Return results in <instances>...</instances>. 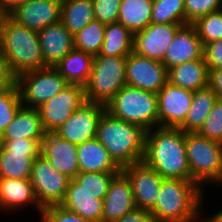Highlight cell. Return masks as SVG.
Segmentation results:
<instances>
[{"mask_svg":"<svg viewBox=\"0 0 222 222\" xmlns=\"http://www.w3.org/2000/svg\"><path fill=\"white\" fill-rule=\"evenodd\" d=\"M143 161L163 178L191 181L185 132L180 128L155 127L146 131Z\"/></svg>","mask_w":222,"mask_h":222,"instance_id":"obj_1","label":"cell"},{"mask_svg":"<svg viewBox=\"0 0 222 222\" xmlns=\"http://www.w3.org/2000/svg\"><path fill=\"white\" fill-rule=\"evenodd\" d=\"M145 135L146 131L142 127L115 118L105 110L99 119L95 138L113 161L123 168L143 161Z\"/></svg>","mask_w":222,"mask_h":222,"instance_id":"obj_2","label":"cell"},{"mask_svg":"<svg viewBox=\"0 0 222 222\" xmlns=\"http://www.w3.org/2000/svg\"><path fill=\"white\" fill-rule=\"evenodd\" d=\"M202 192L194 181L164 178L150 211L156 222H199Z\"/></svg>","mask_w":222,"mask_h":222,"instance_id":"obj_3","label":"cell"},{"mask_svg":"<svg viewBox=\"0 0 222 222\" xmlns=\"http://www.w3.org/2000/svg\"><path fill=\"white\" fill-rule=\"evenodd\" d=\"M0 51L17 77L24 72L47 67L43 61L38 32L18 24L10 16L0 32Z\"/></svg>","mask_w":222,"mask_h":222,"instance_id":"obj_4","label":"cell"},{"mask_svg":"<svg viewBox=\"0 0 222 222\" xmlns=\"http://www.w3.org/2000/svg\"><path fill=\"white\" fill-rule=\"evenodd\" d=\"M105 107L115 118L136 124L145 131L158 127V99L154 92L126 85Z\"/></svg>","mask_w":222,"mask_h":222,"instance_id":"obj_5","label":"cell"},{"mask_svg":"<svg viewBox=\"0 0 222 222\" xmlns=\"http://www.w3.org/2000/svg\"><path fill=\"white\" fill-rule=\"evenodd\" d=\"M126 61L127 56H94L91 75L84 86L86 101L106 106L127 85Z\"/></svg>","mask_w":222,"mask_h":222,"instance_id":"obj_6","label":"cell"},{"mask_svg":"<svg viewBox=\"0 0 222 222\" xmlns=\"http://www.w3.org/2000/svg\"><path fill=\"white\" fill-rule=\"evenodd\" d=\"M185 145L191 181L200 188L202 183H222V144L198 133H185Z\"/></svg>","mask_w":222,"mask_h":222,"instance_id":"obj_7","label":"cell"},{"mask_svg":"<svg viewBox=\"0 0 222 222\" xmlns=\"http://www.w3.org/2000/svg\"><path fill=\"white\" fill-rule=\"evenodd\" d=\"M17 85L22 104L37 109L59 94L69 83L55 67L47 66L20 74Z\"/></svg>","mask_w":222,"mask_h":222,"instance_id":"obj_8","label":"cell"},{"mask_svg":"<svg viewBox=\"0 0 222 222\" xmlns=\"http://www.w3.org/2000/svg\"><path fill=\"white\" fill-rule=\"evenodd\" d=\"M41 141L0 140V178L30 179L34 159L41 155Z\"/></svg>","mask_w":222,"mask_h":222,"instance_id":"obj_9","label":"cell"},{"mask_svg":"<svg viewBox=\"0 0 222 222\" xmlns=\"http://www.w3.org/2000/svg\"><path fill=\"white\" fill-rule=\"evenodd\" d=\"M69 180L65 174L55 170L42 155L34 159L30 181L42 209L63 203Z\"/></svg>","mask_w":222,"mask_h":222,"instance_id":"obj_10","label":"cell"},{"mask_svg":"<svg viewBox=\"0 0 222 222\" xmlns=\"http://www.w3.org/2000/svg\"><path fill=\"white\" fill-rule=\"evenodd\" d=\"M85 102L84 86L69 84L59 94L37 108L45 133L57 131Z\"/></svg>","mask_w":222,"mask_h":222,"instance_id":"obj_11","label":"cell"},{"mask_svg":"<svg viewBox=\"0 0 222 222\" xmlns=\"http://www.w3.org/2000/svg\"><path fill=\"white\" fill-rule=\"evenodd\" d=\"M105 110L103 104L86 101L54 133L78 146L96 137L97 125Z\"/></svg>","mask_w":222,"mask_h":222,"instance_id":"obj_12","label":"cell"},{"mask_svg":"<svg viewBox=\"0 0 222 222\" xmlns=\"http://www.w3.org/2000/svg\"><path fill=\"white\" fill-rule=\"evenodd\" d=\"M168 81V70L159 61L139 55L134 51L127 56V85L158 93Z\"/></svg>","mask_w":222,"mask_h":222,"instance_id":"obj_13","label":"cell"},{"mask_svg":"<svg viewBox=\"0 0 222 222\" xmlns=\"http://www.w3.org/2000/svg\"><path fill=\"white\" fill-rule=\"evenodd\" d=\"M158 127L179 128L190 109L193 91L177 87L167 81L157 93Z\"/></svg>","mask_w":222,"mask_h":222,"instance_id":"obj_14","label":"cell"},{"mask_svg":"<svg viewBox=\"0 0 222 222\" xmlns=\"http://www.w3.org/2000/svg\"><path fill=\"white\" fill-rule=\"evenodd\" d=\"M121 171L131 183L136 208L151 210L164 178L144 161L125 166Z\"/></svg>","mask_w":222,"mask_h":222,"instance_id":"obj_15","label":"cell"},{"mask_svg":"<svg viewBox=\"0 0 222 222\" xmlns=\"http://www.w3.org/2000/svg\"><path fill=\"white\" fill-rule=\"evenodd\" d=\"M182 25L185 24L151 23L144 30L134 34L133 51L163 63L166 51Z\"/></svg>","mask_w":222,"mask_h":222,"instance_id":"obj_16","label":"cell"},{"mask_svg":"<svg viewBox=\"0 0 222 222\" xmlns=\"http://www.w3.org/2000/svg\"><path fill=\"white\" fill-rule=\"evenodd\" d=\"M62 0H27L9 13L18 24L40 31L61 18Z\"/></svg>","mask_w":222,"mask_h":222,"instance_id":"obj_17","label":"cell"},{"mask_svg":"<svg viewBox=\"0 0 222 222\" xmlns=\"http://www.w3.org/2000/svg\"><path fill=\"white\" fill-rule=\"evenodd\" d=\"M204 46L193 24L182 25L170 43L163 64L169 71L185 62L203 58Z\"/></svg>","mask_w":222,"mask_h":222,"instance_id":"obj_18","label":"cell"},{"mask_svg":"<svg viewBox=\"0 0 222 222\" xmlns=\"http://www.w3.org/2000/svg\"><path fill=\"white\" fill-rule=\"evenodd\" d=\"M41 155L57 170L73 179L79 172L77 145L46 133L41 141Z\"/></svg>","mask_w":222,"mask_h":222,"instance_id":"obj_19","label":"cell"},{"mask_svg":"<svg viewBox=\"0 0 222 222\" xmlns=\"http://www.w3.org/2000/svg\"><path fill=\"white\" fill-rule=\"evenodd\" d=\"M135 208L131 183L120 171L113 177L103 199L102 222H114Z\"/></svg>","mask_w":222,"mask_h":222,"instance_id":"obj_20","label":"cell"},{"mask_svg":"<svg viewBox=\"0 0 222 222\" xmlns=\"http://www.w3.org/2000/svg\"><path fill=\"white\" fill-rule=\"evenodd\" d=\"M38 40L46 66L54 67L74 48L73 35L61 21L38 31Z\"/></svg>","mask_w":222,"mask_h":222,"instance_id":"obj_21","label":"cell"},{"mask_svg":"<svg viewBox=\"0 0 222 222\" xmlns=\"http://www.w3.org/2000/svg\"><path fill=\"white\" fill-rule=\"evenodd\" d=\"M45 134L38 110L22 105L12 122L0 136V140H15L21 138L43 140Z\"/></svg>","mask_w":222,"mask_h":222,"instance_id":"obj_22","label":"cell"},{"mask_svg":"<svg viewBox=\"0 0 222 222\" xmlns=\"http://www.w3.org/2000/svg\"><path fill=\"white\" fill-rule=\"evenodd\" d=\"M61 205L84 219L102 222L103 200L83 191L73 179L69 180L66 196Z\"/></svg>","mask_w":222,"mask_h":222,"instance_id":"obj_23","label":"cell"},{"mask_svg":"<svg viewBox=\"0 0 222 222\" xmlns=\"http://www.w3.org/2000/svg\"><path fill=\"white\" fill-rule=\"evenodd\" d=\"M77 155L79 172L121 171V168L113 161L108 151L96 138L78 145Z\"/></svg>","mask_w":222,"mask_h":222,"instance_id":"obj_24","label":"cell"},{"mask_svg":"<svg viewBox=\"0 0 222 222\" xmlns=\"http://www.w3.org/2000/svg\"><path fill=\"white\" fill-rule=\"evenodd\" d=\"M168 81L193 92L209 86V70L204 57L171 68Z\"/></svg>","mask_w":222,"mask_h":222,"instance_id":"obj_25","label":"cell"},{"mask_svg":"<svg viewBox=\"0 0 222 222\" xmlns=\"http://www.w3.org/2000/svg\"><path fill=\"white\" fill-rule=\"evenodd\" d=\"M35 203L38 211L40 207L33 186L30 179H16V178H0V207L3 209L23 207L28 203Z\"/></svg>","mask_w":222,"mask_h":222,"instance_id":"obj_26","label":"cell"},{"mask_svg":"<svg viewBox=\"0 0 222 222\" xmlns=\"http://www.w3.org/2000/svg\"><path fill=\"white\" fill-rule=\"evenodd\" d=\"M94 56L73 48L54 67L69 84L85 86L91 75Z\"/></svg>","mask_w":222,"mask_h":222,"instance_id":"obj_27","label":"cell"},{"mask_svg":"<svg viewBox=\"0 0 222 222\" xmlns=\"http://www.w3.org/2000/svg\"><path fill=\"white\" fill-rule=\"evenodd\" d=\"M217 100L216 93L209 86L194 91L187 117L179 128L185 133H197Z\"/></svg>","mask_w":222,"mask_h":222,"instance_id":"obj_28","label":"cell"},{"mask_svg":"<svg viewBox=\"0 0 222 222\" xmlns=\"http://www.w3.org/2000/svg\"><path fill=\"white\" fill-rule=\"evenodd\" d=\"M153 0H121L118 22L133 34L151 24Z\"/></svg>","mask_w":222,"mask_h":222,"instance_id":"obj_29","label":"cell"},{"mask_svg":"<svg viewBox=\"0 0 222 222\" xmlns=\"http://www.w3.org/2000/svg\"><path fill=\"white\" fill-rule=\"evenodd\" d=\"M95 20L92 0H62L60 21L74 36Z\"/></svg>","mask_w":222,"mask_h":222,"instance_id":"obj_30","label":"cell"},{"mask_svg":"<svg viewBox=\"0 0 222 222\" xmlns=\"http://www.w3.org/2000/svg\"><path fill=\"white\" fill-rule=\"evenodd\" d=\"M134 49V34L122 23L106 24L100 55L128 56Z\"/></svg>","mask_w":222,"mask_h":222,"instance_id":"obj_31","label":"cell"},{"mask_svg":"<svg viewBox=\"0 0 222 222\" xmlns=\"http://www.w3.org/2000/svg\"><path fill=\"white\" fill-rule=\"evenodd\" d=\"M106 24L97 20L91 21L73 36L74 48L92 56L99 55L104 42Z\"/></svg>","mask_w":222,"mask_h":222,"instance_id":"obj_32","label":"cell"},{"mask_svg":"<svg viewBox=\"0 0 222 222\" xmlns=\"http://www.w3.org/2000/svg\"><path fill=\"white\" fill-rule=\"evenodd\" d=\"M151 23L185 24L184 0H153Z\"/></svg>","mask_w":222,"mask_h":222,"instance_id":"obj_33","label":"cell"},{"mask_svg":"<svg viewBox=\"0 0 222 222\" xmlns=\"http://www.w3.org/2000/svg\"><path fill=\"white\" fill-rule=\"evenodd\" d=\"M119 172H78L73 180L94 198L104 199L113 177Z\"/></svg>","mask_w":222,"mask_h":222,"instance_id":"obj_34","label":"cell"},{"mask_svg":"<svg viewBox=\"0 0 222 222\" xmlns=\"http://www.w3.org/2000/svg\"><path fill=\"white\" fill-rule=\"evenodd\" d=\"M203 46L222 39V11L210 12L193 23Z\"/></svg>","mask_w":222,"mask_h":222,"instance_id":"obj_35","label":"cell"},{"mask_svg":"<svg viewBox=\"0 0 222 222\" xmlns=\"http://www.w3.org/2000/svg\"><path fill=\"white\" fill-rule=\"evenodd\" d=\"M18 85L0 92V136L12 122L19 108L22 106Z\"/></svg>","mask_w":222,"mask_h":222,"instance_id":"obj_36","label":"cell"},{"mask_svg":"<svg viewBox=\"0 0 222 222\" xmlns=\"http://www.w3.org/2000/svg\"><path fill=\"white\" fill-rule=\"evenodd\" d=\"M197 133L202 137L222 144V99L215 102Z\"/></svg>","mask_w":222,"mask_h":222,"instance_id":"obj_37","label":"cell"},{"mask_svg":"<svg viewBox=\"0 0 222 222\" xmlns=\"http://www.w3.org/2000/svg\"><path fill=\"white\" fill-rule=\"evenodd\" d=\"M185 24H193L210 12L219 10L222 0H184Z\"/></svg>","mask_w":222,"mask_h":222,"instance_id":"obj_38","label":"cell"},{"mask_svg":"<svg viewBox=\"0 0 222 222\" xmlns=\"http://www.w3.org/2000/svg\"><path fill=\"white\" fill-rule=\"evenodd\" d=\"M95 20L104 23L118 22L121 0H92Z\"/></svg>","mask_w":222,"mask_h":222,"instance_id":"obj_39","label":"cell"},{"mask_svg":"<svg viewBox=\"0 0 222 222\" xmlns=\"http://www.w3.org/2000/svg\"><path fill=\"white\" fill-rule=\"evenodd\" d=\"M41 222H92L67 210L62 205H53L41 210Z\"/></svg>","mask_w":222,"mask_h":222,"instance_id":"obj_40","label":"cell"},{"mask_svg":"<svg viewBox=\"0 0 222 222\" xmlns=\"http://www.w3.org/2000/svg\"><path fill=\"white\" fill-rule=\"evenodd\" d=\"M203 57L209 71L222 67V39L204 46Z\"/></svg>","mask_w":222,"mask_h":222,"instance_id":"obj_41","label":"cell"},{"mask_svg":"<svg viewBox=\"0 0 222 222\" xmlns=\"http://www.w3.org/2000/svg\"><path fill=\"white\" fill-rule=\"evenodd\" d=\"M17 85V76L11 71L8 60L0 51V92Z\"/></svg>","mask_w":222,"mask_h":222,"instance_id":"obj_42","label":"cell"},{"mask_svg":"<svg viewBox=\"0 0 222 222\" xmlns=\"http://www.w3.org/2000/svg\"><path fill=\"white\" fill-rule=\"evenodd\" d=\"M114 222H156L150 210L135 208Z\"/></svg>","mask_w":222,"mask_h":222,"instance_id":"obj_43","label":"cell"},{"mask_svg":"<svg viewBox=\"0 0 222 222\" xmlns=\"http://www.w3.org/2000/svg\"><path fill=\"white\" fill-rule=\"evenodd\" d=\"M209 87L222 99V67L209 71Z\"/></svg>","mask_w":222,"mask_h":222,"instance_id":"obj_44","label":"cell"},{"mask_svg":"<svg viewBox=\"0 0 222 222\" xmlns=\"http://www.w3.org/2000/svg\"><path fill=\"white\" fill-rule=\"evenodd\" d=\"M27 0H0V4L4 7V9L10 13L17 6L25 3Z\"/></svg>","mask_w":222,"mask_h":222,"instance_id":"obj_45","label":"cell"},{"mask_svg":"<svg viewBox=\"0 0 222 222\" xmlns=\"http://www.w3.org/2000/svg\"><path fill=\"white\" fill-rule=\"evenodd\" d=\"M9 16V13L4 9V7L0 4V32L5 23V20Z\"/></svg>","mask_w":222,"mask_h":222,"instance_id":"obj_46","label":"cell"},{"mask_svg":"<svg viewBox=\"0 0 222 222\" xmlns=\"http://www.w3.org/2000/svg\"><path fill=\"white\" fill-rule=\"evenodd\" d=\"M204 222H222V209L216 212L212 217L205 219Z\"/></svg>","mask_w":222,"mask_h":222,"instance_id":"obj_47","label":"cell"}]
</instances>
